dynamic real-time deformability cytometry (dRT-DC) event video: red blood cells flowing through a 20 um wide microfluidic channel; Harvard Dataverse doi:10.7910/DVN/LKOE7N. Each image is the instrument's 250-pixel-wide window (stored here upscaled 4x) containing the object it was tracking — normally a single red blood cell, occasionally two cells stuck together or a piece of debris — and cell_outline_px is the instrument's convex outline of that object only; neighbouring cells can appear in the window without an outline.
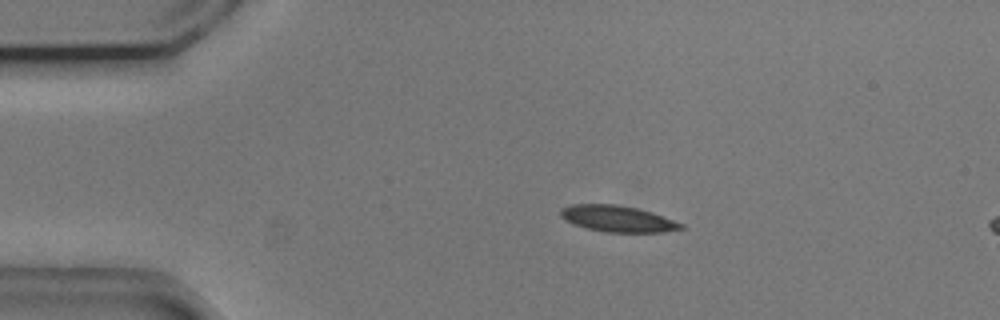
{"species": "common noctule bat (a hibernating species)", "species_latin": "Nyctalus noctula", "temperature_condition": "cold", "stored_images_in_passage": 45, "camera_frame_rate_fps": 3000, "um_per_image_px": 0.085, "animal": {"sex": "male", "body_mass_g": 20.5, "forearm_length_mm": 52.5}, "frame": {"image": 1, "passage_image": 1, "time_ms": 0.0, "image_size_px": [1000, 320], "cell_outline_px": [[684, 228], [664, 232], [604, 232], [588, 228], [564, 220], [560, 216], [560, 208], [568, 204], [616, 204], [636, 208], [684, 224]], "centroid_in_image_um": [52.43, 18.59], "position_along_channel_um": 32.6, "area_um2": 18.21}}
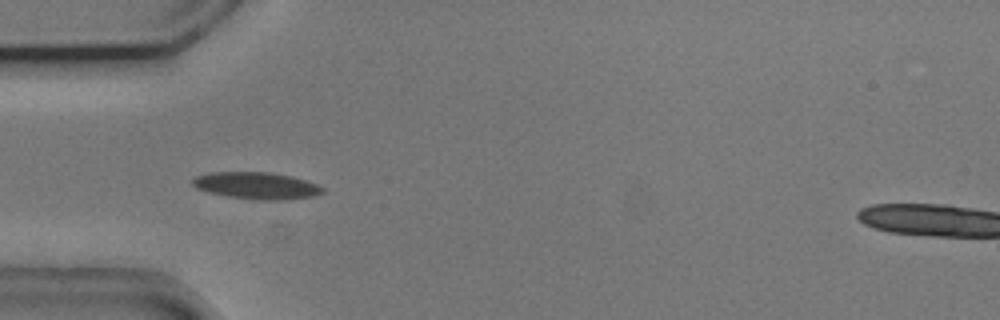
{"frame": {"image": 2, "passage_image": 7, "time_ms": 2.0, "image_size_px": [1000, 320], "cell_outline_px": [[324, 192], [312, 196], [284, 200], [256, 200], [228, 196], [208, 192], [196, 188], [192, 184], [192, 180], [196, 176], [208, 172], [268, 172], [292, 176], [316, 184], [324, 188]], "centroid_in_image_um": [21.78, 15.77], "position_along_channel_um": 63.2, "area_um2": 20.35}}
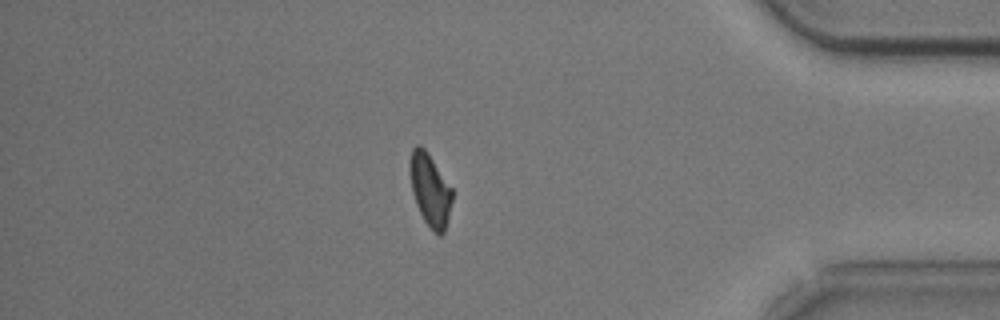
{"frame": {"image": 3, "passage_image": 37, "time_ms": 12.0, "image_size_px": [1000, 320], "cell_outline_px": [[452, 200], [444, 232], [440, 236], [424, 220], [416, 204], [412, 192], [408, 168], [408, 164], [412, 148], [416, 144], [420, 144], [428, 152], [452, 188]], "centroid_in_image_um": [36.52, 16.06], "position_along_channel_um": 398.7, "area_um2": 17.86}, "authors_computed_cell_mechanics": {"area_um2": 18.6116, "velocity_mm_per_s": 3.7091, "shape_relaxation_time_tau1_ms": 2.5778, "shape_relaxation_time_tau2_ms": 4.4477, "deformation_change_tau1": 0.1107, "deformation_change_tau2": 0.1131}}